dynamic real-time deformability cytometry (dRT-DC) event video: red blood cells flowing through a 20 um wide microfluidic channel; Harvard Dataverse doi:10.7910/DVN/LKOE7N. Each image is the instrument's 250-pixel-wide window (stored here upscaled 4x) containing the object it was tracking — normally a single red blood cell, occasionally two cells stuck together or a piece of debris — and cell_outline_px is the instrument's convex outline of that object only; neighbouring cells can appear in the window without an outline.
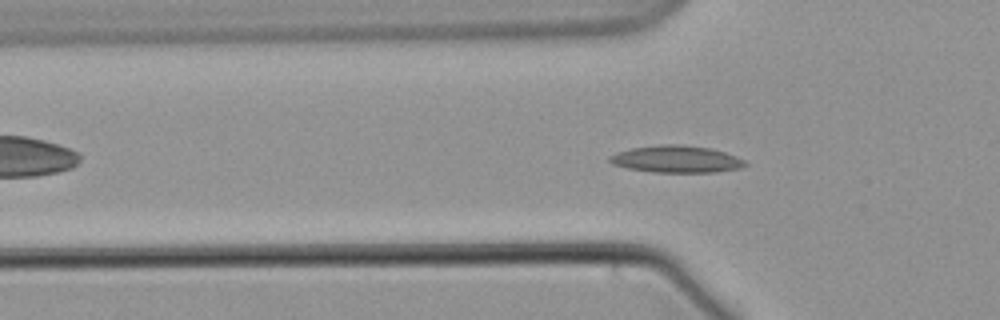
{"species": "common noctule bat (a hibernating species)", "species_latin": "Nyctalus noctula", "temperature_condition": "warm", "stored_images_in_passage": 60, "camera_frame_rate_fps": 3000, "um_per_image_px": 0.085, "animal": {"sex": "male", "body_mass_g": 21.5, "forearm_length_mm": 52.0}, "frame": {"image": 1, "passage_image": 19, "time_ms": 6.0, "image_size_px": [1000, 320], "cell_outline_px": [[748, 164], [740, 168], [716, 172], [652, 172], [628, 168], [612, 164], [608, 160], [608, 156], [616, 152], [632, 148], [664, 144], [684, 144], [712, 148], [736, 156], [744, 160]], "centroid_in_image_um": [57.49, 13.52], "position_along_channel_um": 68.3, "area_um2": 21.44}}
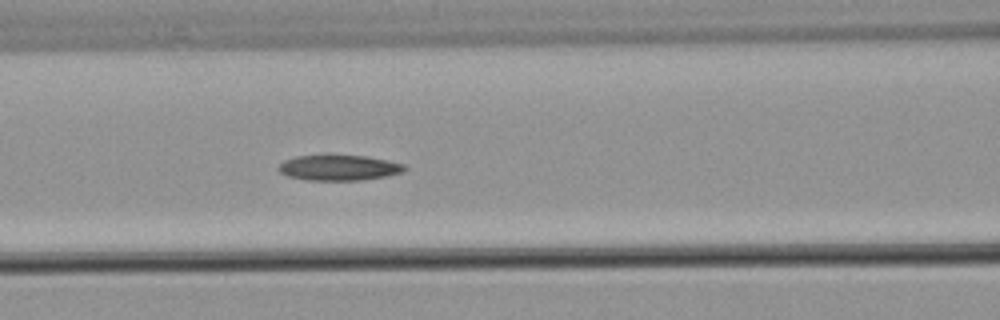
{"frame": {"image": 2, "passage_image": 25, "time_ms": 8.0, "image_size_px": [1000, 320], "cell_outline_px": [[408, 168], [404, 172], [384, 176], [360, 180], [308, 180], [288, 176], [280, 172], [276, 168], [284, 160], [296, 156], [368, 156], [388, 160], [404, 164]], "centroid_in_image_um": [28.82, 14.26], "position_along_channel_um": 137.8, "area_um2": 18.55}}
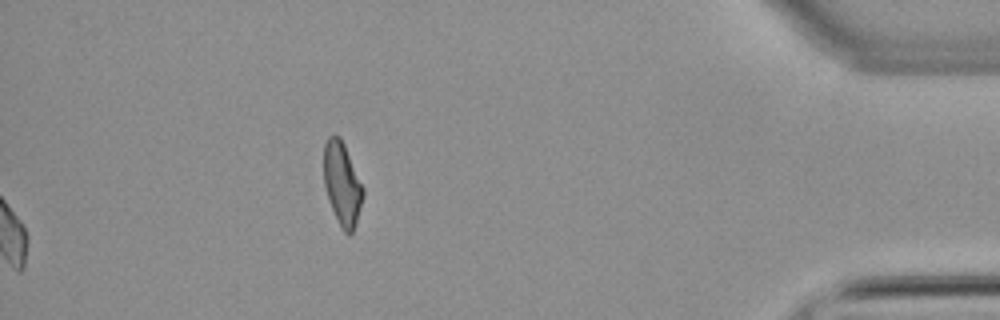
{"frame": {"image": 3, "passage_image": 60, "time_ms": 19.667, "image_size_px": [1000, 320], "cell_outline_px": [[364, 196], [352, 232], [348, 236], [340, 228], [332, 208], [324, 184], [324, 144], [328, 136], [340, 136], [344, 144], [364, 188]], "centroid_in_image_um": [29.08, 15.62], "position_along_channel_um": 406.1, "area_um2": 18.79}}